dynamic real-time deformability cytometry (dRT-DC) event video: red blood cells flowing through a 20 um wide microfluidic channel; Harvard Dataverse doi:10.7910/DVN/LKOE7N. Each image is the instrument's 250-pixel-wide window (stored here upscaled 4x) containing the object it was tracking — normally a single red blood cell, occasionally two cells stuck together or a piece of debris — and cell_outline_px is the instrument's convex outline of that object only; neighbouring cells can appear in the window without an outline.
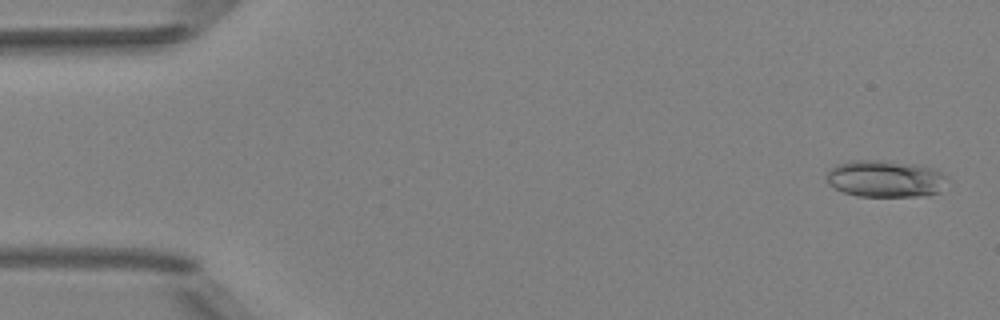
{"species": "Egyptian fruit bat (a non-hibernating species)", "species_latin": "Rousettus aegyptiacus", "temperature_condition": "room temperature", "stored_images_in_passage": 51, "camera_frame_rate_fps": 3000, "um_per_image_px": 0.085, "animal": {"sex": "female"}, "frame": {"image": 1, "passage_image": 2, "time_ms": 0.333, "image_size_px": [1000, 320], "cell_outline_px": [[948, 176], [940, 192], [916, 196], [856, 196], [844, 192], [828, 184], [828, 172], [836, 164], [852, 160], [888, 160], [916, 164], [932, 168]], "centroid_in_image_um": [75.26, 15.18], "position_along_channel_um": 9.7, "area_um2": 25.89}}
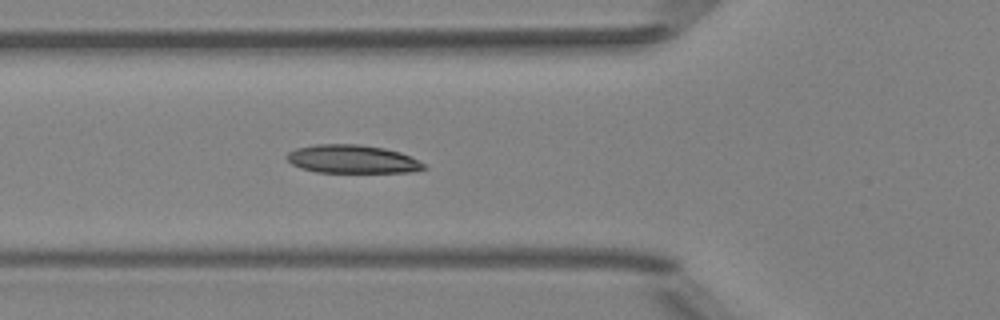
{"frame": {"image": 2, "passage_image": 19, "time_ms": 6.0, "image_size_px": [1000, 320], "cell_outline_px": [[428, 168], [408, 172], [316, 172], [300, 168], [292, 164], [284, 156], [288, 152], [296, 148], [316, 144], [360, 144], [384, 148], [400, 152], [428, 164]], "centroid_in_image_um": [29.95, 13.52], "position_along_channel_um": 95.9, "area_um2": 22.77}}
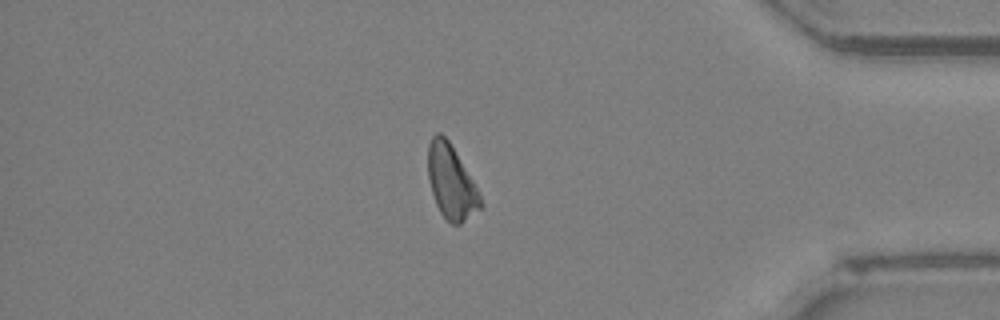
{"frame": {"image": 3, "passage_image": 44, "time_ms": 14.333, "image_size_px": [1000, 320], "cell_outline_px": [[484, 208], [460, 224], [452, 224], [440, 212], [436, 204], [432, 192], [428, 176], [428, 144], [432, 136], [436, 132], [440, 132], [448, 140], [472, 180], [484, 204]], "centroid_in_image_um": [38.36, 15.5], "position_along_channel_um": 396.8, "area_um2": 22.37}, "authors_computed_cell_mechanics": {"area_um2": 22.831, "velocity_mm_per_s": 3.9892, "shape_relaxation_time_tau1_ms": 3.1838, "shape_relaxation_time_tau2_ms": 1.6895, "deformation_change_tau1": 0.0875, "deformation_change_tau2": 0.0605}}